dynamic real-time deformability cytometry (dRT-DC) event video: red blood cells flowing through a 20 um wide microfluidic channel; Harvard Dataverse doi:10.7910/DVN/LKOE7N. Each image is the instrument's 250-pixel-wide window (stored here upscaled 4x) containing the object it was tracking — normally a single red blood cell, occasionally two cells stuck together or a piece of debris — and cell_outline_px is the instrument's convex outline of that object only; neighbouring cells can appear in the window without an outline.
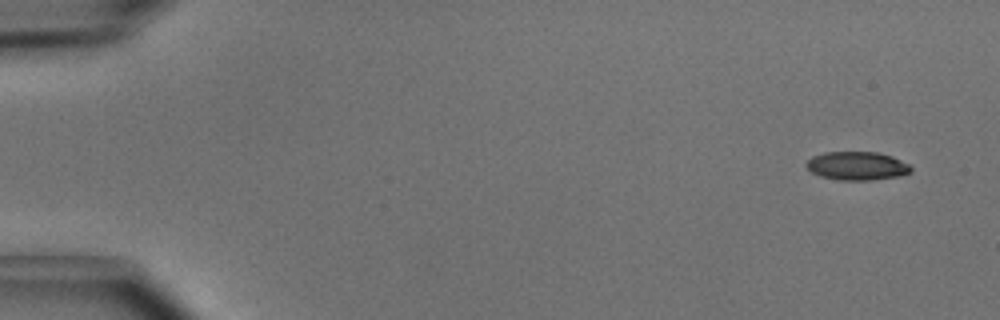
{"species": "common noctule bat (a hibernating species)", "species_latin": "Nyctalus noctula", "temperature_condition": "cold", "stored_images_in_passage": 5, "camera_frame_rate_fps": 3000, "um_per_image_px": 0.085, "animal": {"sex": "male", "body_mass_g": 15.6}, "frame": {"image": 1, "passage_image": 1, "time_ms": 0.0, "image_size_px": [1000, 320], "cell_outline_px": [[912, 172], [900, 176], [872, 180], [840, 180], [820, 176], [812, 172], [804, 164], [812, 156], [824, 152], [876, 152], [892, 156], [908, 164], [912, 168]], "centroid_in_image_um": [72.85, 14.1], "position_along_channel_um": 12.2, "area_um2": 17.4}}